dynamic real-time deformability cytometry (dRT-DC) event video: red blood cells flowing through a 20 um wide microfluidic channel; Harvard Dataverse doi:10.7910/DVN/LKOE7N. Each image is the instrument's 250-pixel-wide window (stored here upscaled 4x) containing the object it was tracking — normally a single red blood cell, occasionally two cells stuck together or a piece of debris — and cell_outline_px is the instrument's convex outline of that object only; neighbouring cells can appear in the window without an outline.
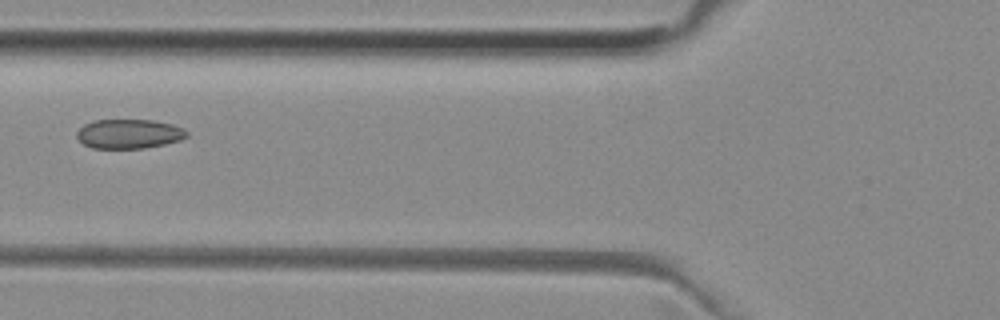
{"species": "common noctule bat (a hibernating species)", "species_latin": "Nyctalus noctula", "temperature_condition": "room temperature", "stored_images_in_passage": 7, "camera_frame_rate_fps": 3000, "um_per_image_px": 0.085, "animal": {"sex": "female", "body_mass_g": 29.2, "forearm_length_mm": 56.3}, "frame": {"image": 1, "passage_image": 6, "time_ms": 1.667, "image_size_px": [1000, 320], "cell_outline_px": [[188, 136], [180, 140], [164, 144], [144, 148], [92, 148], [84, 144], [76, 136], [76, 132], [84, 124], [96, 120], [152, 120], [172, 124], [184, 128], [188, 132]], "centroid_in_image_um": [10.98, 11.37], "position_along_channel_um": 114.8, "area_um2": 18.79}}
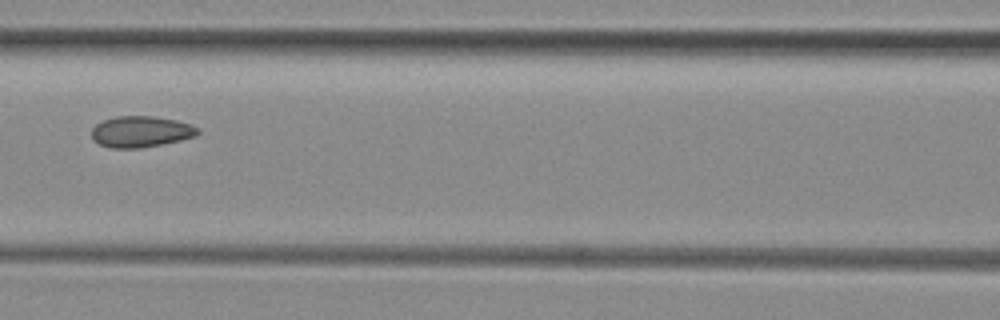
{"frame": {"image": 2, "passage_image": 7, "time_ms": 2.0, "image_size_px": [1000, 320], "cell_outline_px": [[200, 132], [196, 136], [180, 140], [140, 148], [112, 148], [100, 144], [92, 140], [92, 128], [96, 124], [104, 120], [116, 116], [152, 116], [176, 120], [192, 124], [200, 128]], "centroid_in_image_um": [11.99, 11.18], "position_along_channel_um": 154.6, "area_um2": 19.31}}